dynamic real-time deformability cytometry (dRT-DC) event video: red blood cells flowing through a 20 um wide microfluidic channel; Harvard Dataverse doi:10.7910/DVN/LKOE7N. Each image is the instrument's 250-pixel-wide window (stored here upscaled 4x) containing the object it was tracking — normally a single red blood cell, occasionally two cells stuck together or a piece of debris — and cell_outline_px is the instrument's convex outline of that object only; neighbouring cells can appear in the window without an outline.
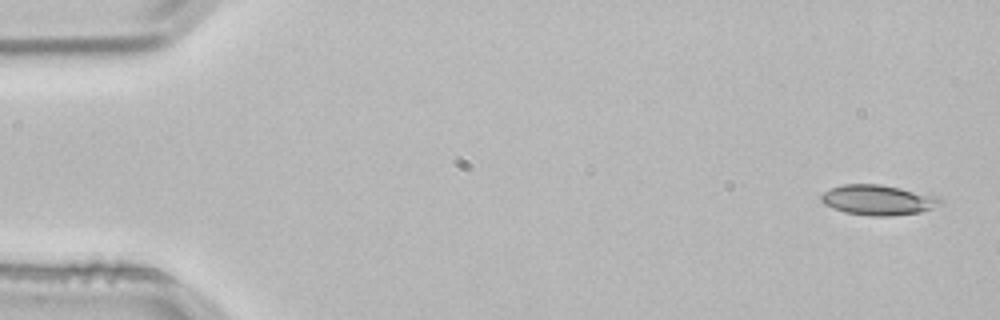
{"species": "common noctule bat (a hibernating species)", "species_latin": "Nyctalus noctula", "temperature_condition": "room temperature", "stored_images_in_passage": 5, "segment_of_instrument_passage": [1, 2], "camera_frame_rate_fps": 3000, "um_per_image_px": 0.085, "animal": {"sex": "male", "body_mass_g": 21.5, "forearm_length_mm": 52.0}, "frame": {"image": 1, "passage_image": 1, "time_ms": 0.0, "image_size_px": [1000, 320], "cell_outline_px": [[944, 204], [920, 212], [888, 216], [872, 216], [844, 212], [832, 208], [824, 204], [820, 200], [820, 196], [824, 192], [832, 188], [844, 184], [880, 184], [940, 196], [944, 200]], "centroid_in_image_um": [74.68, 17.0], "position_along_channel_um": 10.3, "area_um2": 21.1}}